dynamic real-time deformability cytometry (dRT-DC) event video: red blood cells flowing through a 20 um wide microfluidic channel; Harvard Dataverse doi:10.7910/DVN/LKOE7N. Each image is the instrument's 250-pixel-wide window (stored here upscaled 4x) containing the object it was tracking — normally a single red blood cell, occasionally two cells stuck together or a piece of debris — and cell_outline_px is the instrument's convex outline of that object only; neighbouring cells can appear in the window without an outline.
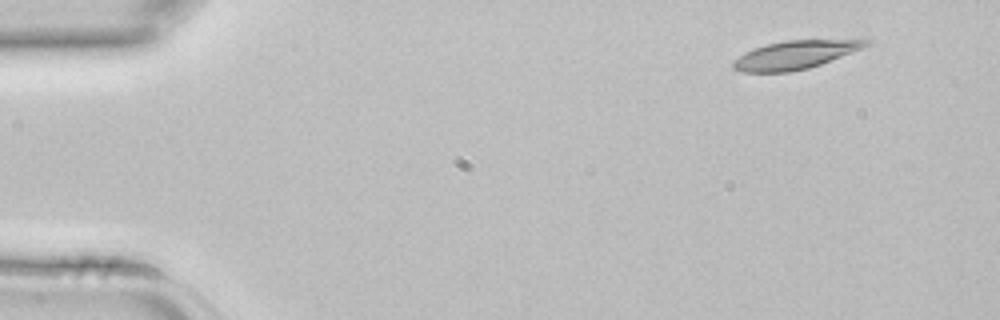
{"species": "common noctule bat (a hibernating species)", "species_latin": "Nyctalus noctula", "temperature_condition": "room temperature", "stored_images_in_passage": 3, "camera_frame_rate_fps": 3000, "um_per_image_px": 0.085, "animal": {"sex": "female", "body_mass_g": 22.7, "forearm_length_mm": 54.2}, "frame": {"image": 1, "passage_image": 1, "time_ms": 0.0, "image_size_px": [1000, 320], "cell_outline_px": [[872, 40], [868, 44], [860, 48], [820, 64], [808, 68], [788, 72], [744, 72], [732, 68], [732, 60], [756, 48], [768, 44], [784, 40]], "centroid_in_image_um": [67.51, 4.67], "position_along_channel_um": 17.5, "area_um2": 21.21}}
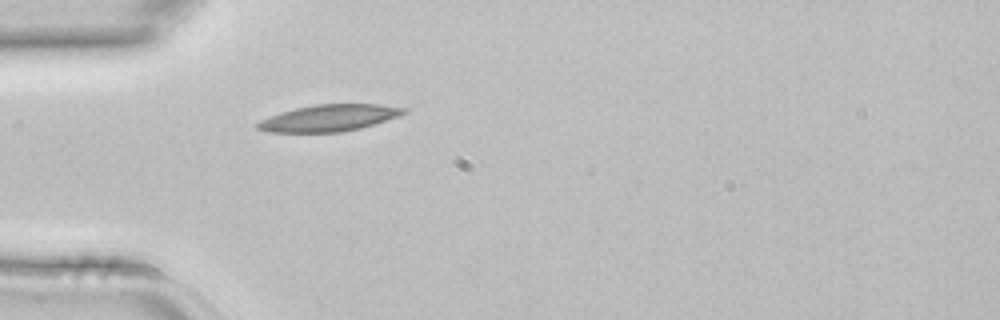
{"frame": {"image": 2, "passage_image": 3, "time_ms": 0.667, "image_size_px": [1000, 320], "cell_outline_px": [[408, 112], [400, 116], [360, 128], [340, 132], [268, 132], [256, 128], [256, 124], [260, 120], [268, 116], [280, 112], [296, 108], [316, 104], [380, 104], [408, 108]], "centroid_in_image_um": [27.99, 10.02], "position_along_channel_um": 57.0, "area_um2": 22.77}}